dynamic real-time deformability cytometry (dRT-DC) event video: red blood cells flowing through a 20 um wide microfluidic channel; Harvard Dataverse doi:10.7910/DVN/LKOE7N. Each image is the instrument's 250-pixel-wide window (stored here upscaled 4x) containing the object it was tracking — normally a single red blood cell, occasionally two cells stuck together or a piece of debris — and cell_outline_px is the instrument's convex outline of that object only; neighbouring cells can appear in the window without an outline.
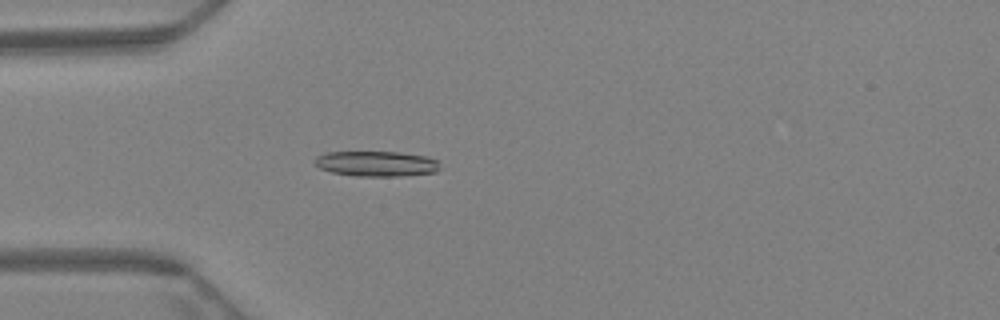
{"species": "Egyptian fruit bat (a non-hibernating species)", "species_latin": "Rousettus aegyptiacus", "temperature_condition": "warm", "stored_images_in_passage": 65, "camera_frame_rate_fps": 3000, "um_per_image_px": 0.085, "animal": {"sex": "female"}, "frame": {"image": 1, "passage_image": 19, "time_ms": 6.0, "image_size_px": [1000, 320], "cell_outline_px": [[440, 168], [436, 172], [400, 176], [356, 176], [332, 172], [320, 168], [312, 160], [316, 156], [328, 152], [400, 152], [428, 156], [436, 160]], "centroid_in_image_um": [31.99, 13.91], "position_along_channel_um": 53.0, "area_um2": 18.5}}
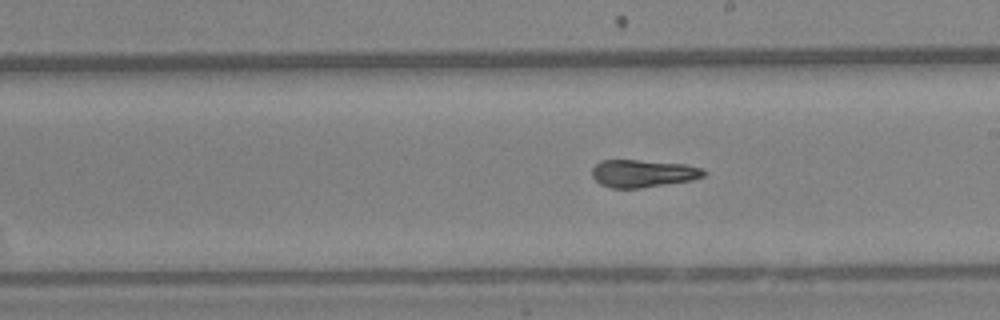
{"frame": {"image": 2, "passage_image": 37, "time_ms": 12.0, "image_size_px": [1000, 320], "cell_outline_px": [[708, 172], [704, 176], [692, 180], [640, 188], [612, 188], [600, 184], [592, 176], [592, 168], [600, 160], [640, 160], [684, 164], [700, 168]], "centroid_in_image_um": [54.64, 14.74], "position_along_channel_um": 234.4, "area_um2": 17.92}}
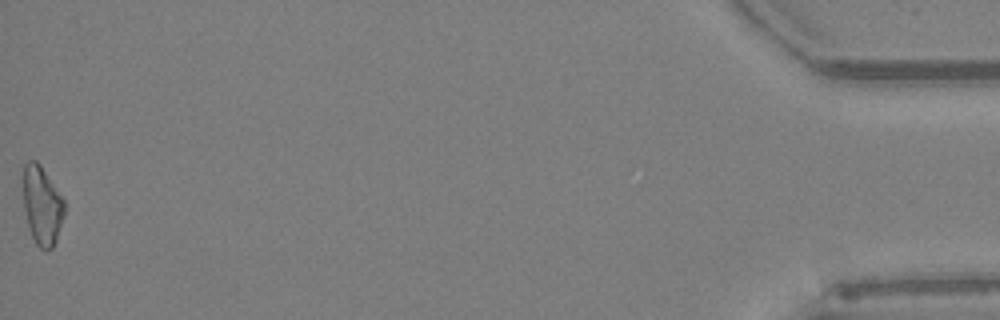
{"frame": {"image": 3, "passage_image": 65, "time_ms": 21.333, "image_size_px": [1000, 320], "cell_outline_px": [[64, 216], [56, 240], [52, 248], [48, 252], [44, 252], [36, 244], [32, 236], [28, 224], [24, 208], [24, 164], [28, 160], [36, 160], [40, 164], [64, 200]], "centroid_in_image_um": [3.58, 17.49], "position_along_channel_um": 431.6, "area_um2": 18.73}, "authors_computed_cell_mechanics": {"area_um2": 18.5538, "velocity_mm_per_s": 3.1797, "shape_relaxation_time_tau1_ms": 6.9092, "shape_relaxation_time_tau2_ms": 2.4153, "deformation_change_tau1": 0.2623, "deformation_change_tau2": 0.1195}}